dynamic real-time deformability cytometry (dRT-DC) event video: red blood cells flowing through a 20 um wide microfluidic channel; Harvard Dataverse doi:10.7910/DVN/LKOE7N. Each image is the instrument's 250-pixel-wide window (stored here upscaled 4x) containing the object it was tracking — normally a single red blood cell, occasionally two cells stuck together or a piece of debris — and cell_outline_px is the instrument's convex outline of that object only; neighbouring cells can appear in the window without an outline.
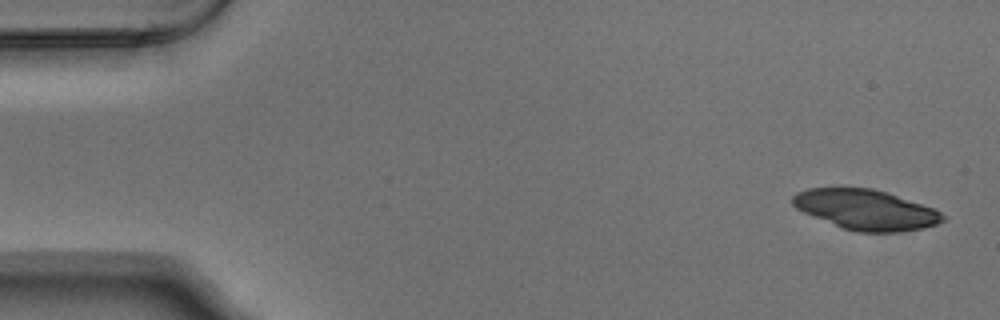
{"species": "Egyptian fruit bat (a non-hibernating species)", "species_latin": "Rousettus aegyptiacus", "temperature_condition": "warm", "stored_images_in_passage": 5, "camera_frame_rate_fps": 3000, "um_per_image_px": 0.085, "animal": {"sex": "male"}, "frame": {"image": 1, "passage_image": 1, "time_ms": 0.0, "image_size_px": [1000, 320], "cell_outline_px": [[948, 216], [944, 220], [936, 224], [924, 228], [900, 232], [856, 232], [844, 228], [804, 212], [796, 208], [792, 204], [792, 196], [796, 192], [808, 188], [872, 188], [888, 192], [932, 208]], "centroid_in_image_um": [73.61, 17.82], "position_along_channel_um": 11.4, "area_um2": 34.91}}